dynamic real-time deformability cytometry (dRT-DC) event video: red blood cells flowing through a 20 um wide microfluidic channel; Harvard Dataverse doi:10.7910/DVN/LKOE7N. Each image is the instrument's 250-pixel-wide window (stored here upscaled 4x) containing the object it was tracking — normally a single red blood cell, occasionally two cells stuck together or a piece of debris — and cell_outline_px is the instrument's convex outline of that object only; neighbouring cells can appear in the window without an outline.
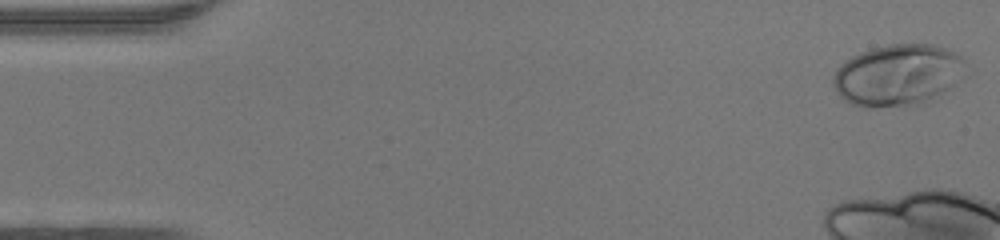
{"species": "human", "species_latin": "Homo sapiens", "temperature_condition": "warm", "stored_images_in_passage": 10, "camera_frame_rate_fps": 3000, "um_per_image_px": 0.085, "donor": {"sex": "female"}, "frame": {"image": 1, "passage_image": 1, "time_ms": 0.0, "image_size_px": [1000, 240], "cell_outline_px": [[972, 72], [968, 76], [936, 100], [928, 104], [908, 108], [864, 108], [852, 104], [844, 100], [836, 92], [832, 84], [832, 76], [836, 68], [840, 64], [852, 56], [860, 52], [872, 48], [888, 44], [932, 44], [944, 48], [960, 56], [964, 60]], "centroid_in_image_um": [76.4, 6.44], "position_along_channel_um": 8.6, "area_um2": 49.77}}